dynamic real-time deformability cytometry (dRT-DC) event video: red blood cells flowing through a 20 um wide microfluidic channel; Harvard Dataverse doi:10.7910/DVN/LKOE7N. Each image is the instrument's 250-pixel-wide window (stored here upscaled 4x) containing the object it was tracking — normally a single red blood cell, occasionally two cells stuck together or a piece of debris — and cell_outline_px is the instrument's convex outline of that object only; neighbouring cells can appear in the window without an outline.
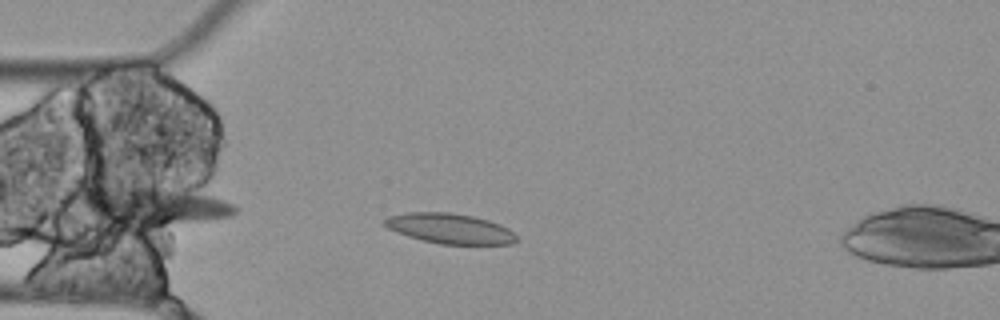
{"species": "Egyptian fruit bat (a non-hibernating species)", "species_latin": "Rousettus aegyptiacus", "temperature_condition": "cold", "stored_images_in_passage": 4, "camera_frame_rate_fps": 3000, "um_per_image_px": 0.085, "animal": {"sex": "female"}, "frame": {"image": 1, "passage_image": 3, "time_ms": 0.667, "image_size_px": [1000, 320], "cell_outline_px": [[516, 240], [512, 244], [440, 244], [408, 236], [396, 232], [388, 228], [384, 224], [384, 220], [388, 216], [408, 212], [448, 212], [472, 216], [488, 220], [500, 224], [508, 228], [516, 236]], "centroid_in_image_um": [38.23, 19.42], "position_along_channel_um": 46.8, "area_um2": 23.0}}